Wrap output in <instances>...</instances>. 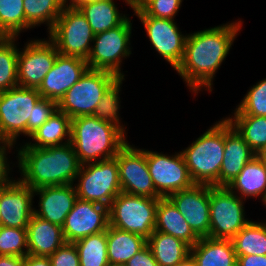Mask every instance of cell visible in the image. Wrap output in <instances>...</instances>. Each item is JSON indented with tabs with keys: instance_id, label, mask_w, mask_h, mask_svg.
I'll use <instances>...</instances> for the list:
<instances>
[{
	"instance_id": "7a4b0ae2",
	"label": "cell",
	"mask_w": 266,
	"mask_h": 266,
	"mask_svg": "<svg viewBox=\"0 0 266 266\" xmlns=\"http://www.w3.org/2000/svg\"><path fill=\"white\" fill-rule=\"evenodd\" d=\"M18 151L19 180L35 190L45 186L74 184L80 163L71 143L47 148L25 145Z\"/></svg>"
},
{
	"instance_id": "d4e9b609",
	"label": "cell",
	"mask_w": 266,
	"mask_h": 266,
	"mask_svg": "<svg viewBox=\"0 0 266 266\" xmlns=\"http://www.w3.org/2000/svg\"><path fill=\"white\" fill-rule=\"evenodd\" d=\"M226 187L234 194L239 193L241 199L261 195L263 201L266 196V171L260 158L254 156Z\"/></svg>"
},
{
	"instance_id": "484cf974",
	"label": "cell",
	"mask_w": 266,
	"mask_h": 266,
	"mask_svg": "<svg viewBox=\"0 0 266 266\" xmlns=\"http://www.w3.org/2000/svg\"><path fill=\"white\" fill-rule=\"evenodd\" d=\"M159 266H177L190 257V246L182 240L160 231H153L147 239Z\"/></svg>"
},
{
	"instance_id": "ab89813d",
	"label": "cell",
	"mask_w": 266,
	"mask_h": 266,
	"mask_svg": "<svg viewBox=\"0 0 266 266\" xmlns=\"http://www.w3.org/2000/svg\"><path fill=\"white\" fill-rule=\"evenodd\" d=\"M49 258L52 266H80L78 251L74 243L65 242Z\"/></svg>"
},
{
	"instance_id": "ee69618b",
	"label": "cell",
	"mask_w": 266,
	"mask_h": 266,
	"mask_svg": "<svg viewBox=\"0 0 266 266\" xmlns=\"http://www.w3.org/2000/svg\"><path fill=\"white\" fill-rule=\"evenodd\" d=\"M237 266H266V255L238 256Z\"/></svg>"
},
{
	"instance_id": "836d02e7",
	"label": "cell",
	"mask_w": 266,
	"mask_h": 266,
	"mask_svg": "<svg viewBox=\"0 0 266 266\" xmlns=\"http://www.w3.org/2000/svg\"><path fill=\"white\" fill-rule=\"evenodd\" d=\"M17 37L0 36V92L18 86V52Z\"/></svg>"
},
{
	"instance_id": "1f68e13d",
	"label": "cell",
	"mask_w": 266,
	"mask_h": 266,
	"mask_svg": "<svg viewBox=\"0 0 266 266\" xmlns=\"http://www.w3.org/2000/svg\"><path fill=\"white\" fill-rule=\"evenodd\" d=\"M25 29L42 23L47 24L48 32L65 7L63 0H24Z\"/></svg>"
},
{
	"instance_id": "7dc6e473",
	"label": "cell",
	"mask_w": 266,
	"mask_h": 266,
	"mask_svg": "<svg viewBox=\"0 0 266 266\" xmlns=\"http://www.w3.org/2000/svg\"><path fill=\"white\" fill-rule=\"evenodd\" d=\"M96 1H101V0H70V3H68V0H63L65 6H71L74 8H78L82 4H87Z\"/></svg>"
},
{
	"instance_id": "4316f807",
	"label": "cell",
	"mask_w": 266,
	"mask_h": 266,
	"mask_svg": "<svg viewBox=\"0 0 266 266\" xmlns=\"http://www.w3.org/2000/svg\"><path fill=\"white\" fill-rule=\"evenodd\" d=\"M106 236L109 264H126L147 245L143 236L112 226H108Z\"/></svg>"
},
{
	"instance_id": "9a60e30c",
	"label": "cell",
	"mask_w": 266,
	"mask_h": 266,
	"mask_svg": "<svg viewBox=\"0 0 266 266\" xmlns=\"http://www.w3.org/2000/svg\"><path fill=\"white\" fill-rule=\"evenodd\" d=\"M58 54L49 39L28 42L23 51L18 52V86L38 89Z\"/></svg>"
},
{
	"instance_id": "d590c367",
	"label": "cell",
	"mask_w": 266,
	"mask_h": 266,
	"mask_svg": "<svg viewBox=\"0 0 266 266\" xmlns=\"http://www.w3.org/2000/svg\"><path fill=\"white\" fill-rule=\"evenodd\" d=\"M124 78H119L103 95L101 100L99 101L93 116H96L100 120L107 121L115 124L119 127L124 133L125 127L121 125L119 120V109H120V86L122 85V81Z\"/></svg>"
},
{
	"instance_id": "52a82bcc",
	"label": "cell",
	"mask_w": 266,
	"mask_h": 266,
	"mask_svg": "<svg viewBox=\"0 0 266 266\" xmlns=\"http://www.w3.org/2000/svg\"><path fill=\"white\" fill-rule=\"evenodd\" d=\"M118 79L111 72L88 69L57 103L58 110L71 119L93 115L103 95Z\"/></svg>"
},
{
	"instance_id": "c3c4849f",
	"label": "cell",
	"mask_w": 266,
	"mask_h": 266,
	"mask_svg": "<svg viewBox=\"0 0 266 266\" xmlns=\"http://www.w3.org/2000/svg\"><path fill=\"white\" fill-rule=\"evenodd\" d=\"M150 0H128V5L135 11L140 10Z\"/></svg>"
},
{
	"instance_id": "681fc988",
	"label": "cell",
	"mask_w": 266,
	"mask_h": 266,
	"mask_svg": "<svg viewBox=\"0 0 266 266\" xmlns=\"http://www.w3.org/2000/svg\"><path fill=\"white\" fill-rule=\"evenodd\" d=\"M177 266H196V264L194 260L191 257H189Z\"/></svg>"
},
{
	"instance_id": "4fadbf2b",
	"label": "cell",
	"mask_w": 266,
	"mask_h": 266,
	"mask_svg": "<svg viewBox=\"0 0 266 266\" xmlns=\"http://www.w3.org/2000/svg\"><path fill=\"white\" fill-rule=\"evenodd\" d=\"M146 161L155 190L162 198L195 185L181 152L167 156L146 150Z\"/></svg>"
},
{
	"instance_id": "ac0fdd59",
	"label": "cell",
	"mask_w": 266,
	"mask_h": 266,
	"mask_svg": "<svg viewBox=\"0 0 266 266\" xmlns=\"http://www.w3.org/2000/svg\"><path fill=\"white\" fill-rule=\"evenodd\" d=\"M88 69L89 66L85 59L58 54L52 68L37 90L42 98L58 103Z\"/></svg>"
},
{
	"instance_id": "8d00e7d4",
	"label": "cell",
	"mask_w": 266,
	"mask_h": 266,
	"mask_svg": "<svg viewBox=\"0 0 266 266\" xmlns=\"http://www.w3.org/2000/svg\"><path fill=\"white\" fill-rule=\"evenodd\" d=\"M234 115L266 117V78L249 89L236 107Z\"/></svg>"
},
{
	"instance_id": "3957f363",
	"label": "cell",
	"mask_w": 266,
	"mask_h": 266,
	"mask_svg": "<svg viewBox=\"0 0 266 266\" xmlns=\"http://www.w3.org/2000/svg\"><path fill=\"white\" fill-rule=\"evenodd\" d=\"M125 134L115 124L93 115L71 120L70 143L82 165L114 158L128 142Z\"/></svg>"
},
{
	"instance_id": "5bb4252c",
	"label": "cell",
	"mask_w": 266,
	"mask_h": 266,
	"mask_svg": "<svg viewBox=\"0 0 266 266\" xmlns=\"http://www.w3.org/2000/svg\"><path fill=\"white\" fill-rule=\"evenodd\" d=\"M134 14L144 25L155 50L176 70L182 62L188 35L181 34L175 20L148 16L141 9Z\"/></svg>"
},
{
	"instance_id": "b9f144b4",
	"label": "cell",
	"mask_w": 266,
	"mask_h": 266,
	"mask_svg": "<svg viewBox=\"0 0 266 266\" xmlns=\"http://www.w3.org/2000/svg\"><path fill=\"white\" fill-rule=\"evenodd\" d=\"M14 145L15 144L10 141L0 139V188L7 186L14 181L8 176L10 173V164L7 162L8 160L6 157V153H8V150L13 148Z\"/></svg>"
},
{
	"instance_id": "8fae6325",
	"label": "cell",
	"mask_w": 266,
	"mask_h": 266,
	"mask_svg": "<svg viewBox=\"0 0 266 266\" xmlns=\"http://www.w3.org/2000/svg\"><path fill=\"white\" fill-rule=\"evenodd\" d=\"M244 202L226 186H210L209 238L232 239L251 220L245 219Z\"/></svg>"
},
{
	"instance_id": "6da1fadb",
	"label": "cell",
	"mask_w": 266,
	"mask_h": 266,
	"mask_svg": "<svg viewBox=\"0 0 266 266\" xmlns=\"http://www.w3.org/2000/svg\"><path fill=\"white\" fill-rule=\"evenodd\" d=\"M241 23L235 21L188 34L176 71L193 93L198 94L202 87L212 91L214 74L229 54Z\"/></svg>"
},
{
	"instance_id": "f1b7e54d",
	"label": "cell",
	"mask_w": 266,
	"mask_h": 266,
	"mask_svg": "<svg viewBox=\"0 0 266 266\" xmlns=\"http://www.w3.org/2000/svg\"><path fill=\"white\" fill-rule=\"evenodd\" d=\"M124 1L128 4V0ZM78 9L87 19L95 35L120 26L128 18L119 13L113 0L82 4Z\"/></svg>"
},
{
	"instance_id": "e575fe53",
	"label": "cell",
	"mask_w": 266,
	"mask_h": 266,
	"mask_svg": "<svg viewBox=\"0 0 266 266\" xmlns=\"http://www.w3.org/2000/svg\"><path fill=\"white\" fill-rule=\"evenodd\" d=\"M24 0H0V36L18 37L25 29Z\"/></svg>"
},
{
	"instance_id": "cb8c5ba5",
	"label": "cell",
	"mask_w": 266,
	"mask_h": 266,
	"mask_svg": "<svg viewBox=\"0 0 266 266\" xmlns=\"http://www.w3.org/2000/svg\"><path fill=\"white\" fill-rule=\"evenodd\" d=\"M155 231L172 235L190 247L199 241V237L192 231L183 215L168 198H160L158 201Z\"/></svg>"
},
{
	"instance_id": "83f0119b",
	"label": "cell",
	"mask_w": 266,
	"mask_h": 266,
	"mask_svg": "<svg viewBox=\"0 0 266 266\" xmlns=\"http://www.w3.org/2000/svg\"><path fill=\"white\" fill-rule=\"evenodd\" d=\"M71 120L69 116L57 109L41 127L29 136L33 143L30 141L26 144L35 148H47L70 143Z\"/></svg>"
},
{
	"instance_id": "f6af8a7d",
	"label": "cell",
	"mask_w": 266,
	"mask_h": 266,
	"mask_svg": "<svg viewBox=\"0 0 266 266\" xmlns=\"http://www.w3.org/2000/svg\"><path fill=\"white\" fill-rule=\"evenodd\" d=\"M25 266H52L49 256L27 255L24 257Z\"/></svg>"
},
{
	"instance_id": "11a10c76",
	"label": "cell",
	"mask_w": 266,
	"mask_h": 266,
	"mask_svg": "<svg viewBox=\"0 0 266 266\" xmlns=\"http://www.w3.org/2000/svg\"><path fill=\"white\" fill-rule=\"evenodd\" d=\"M0 226H1V209H0Z\"/></svg>"
},
{
	"instance_id": "44dd1931",
	"label": "cell",
	"mask_w": 266,
	"mask_h": 266,
	"mask_svg": "<svg viewBox=\"0 0 266 266\" xmlns=\"http://www.w3.org/2000/svg\"><path fill=\"white\" fill-rule=\"evenodd\" d=\"M254 156L256 153L225 118V149L218 186H227Z\"/></svg>"
},
{
	"instance_id": "f907efd6",
	"label": "cell",
	"mask_w": 266,
	"mask_h": 266,
	"mask_svg": "<svg viewBox=\"0 0 266 266\" xmlns=\"http://www.w3.org/2000/svg\"><path fill=\"white\" fill-rule=\"evenodd\" d=\"M256 155L260 158L261 162L264 165L265 171H266V154H256Z\"/></svg>"
},
{
	"instance_id": "ffe728a7",
	"label": "cell",
	"mask_w": 266,
	"mask_h": 266,
	"mask_svg": "<svg viewBox=\"0 0 266 266\" xmlns=\"http://www.w3.org/2000/svg\"><path fill=\"white\" fill-rule=\"evenodd\" d=\"M34 193L40 196V208H34V215L62 227L77 199L74 185L45 186L35 189Z\"/></svg>"
},
{
	"instance_id": "7402d4cb",
	"label": "cell",
	"mask_w": 266,
	"mask_h": 266,
	"mask_svg": "<svg viewBox=\"0 0 266 266\" xmlns=\"http://www.w3.org/2000/svg\"><path fill=\"white\" fill-rule=\"evenodd\" d=\"M26 230L29 255L50 256L66 242L61 226L34 214Z\"/></svg>"
},
{
	"instance_id": "74e56055",
	"label": "cell",
	"mask_w": 266,
	"mask_h": 266,
	"mask_svg": "<svg viewBox=\"0 0 266 266\" xmlns=\"http://www.w3.org/2000/svg\"><path fill=\"white\" fill-rule=\"evenodd\" d=\"M0 255L26 257L28 255L27 230L1 225Z\"/></svg>"
},
{
	"instance_id": "d6986e66",
	"label": "cell",
	"mask_w": 266,
	"mask_h": 266,
	"mask_svg": "<svg viewBox=\"0 0 266 266\" xmlns=\"http://www.w3.org/2000/svg\"><path fill=\"white\" fill-rule=\"evenodd\" d=\"M17 180L0 188L1 225L26 229L34 214V190Z\"/></svg>"
},
{
	"instance_id": "60d3db41",
	"label": "cell",
	"mask_w": 266,
	"mask_h": 266,
	"mask_svg": "<svg viewBox=\"0 0 266 266\" xmlns=\"http://www.w3.org/2000/svg\"><path fill=\"white\" fill-rule=\"evenodd\" d=\"M58 109L57 102L41 98L33 108L32 133L41 127Z\"/></svg>"
},
{
	"instance_id": "4dcf8cb0",
	"label": "cell",
	"mask_w": 266,
	"mask_h": 266,
	"mask_svg": "<svg viewBox=\"0 0 266 266\" xmlns=\"http://www.w3.org/2000/svg\"><path fill=\"white\" fill-rule=\"evenodd\" d=\"M226 119L256 154L265 149L266 117L234 115L226 117Z\"/></svg>"
},
{
	"instance_id": "7bdbcfd3",
	"label": "cell",
	"mask_w": 266,
	"mask_h": 266,
	"mask_svg": "<svg viewBox=\"0 0 266 266\" xmlns=\"http://www.w3.org/2000/svg\"><path fill=\"white\" fill-rule=\"evenodd\" d=\"M126 266H159L148 245L137 252L126 264Z\"/></svg>"
},
{
	"instance_id": "2e32d148",
	"label": "cell",
	"mask_w": 266,
	"mask_h": 266,
	"mask_svg": "<svg viewBox=\"0 0 266 266\" xmlns=\"http://www.w3.org/2000/svg\"><path fill=\"white\" fill-rule=\"evenodd\" d=\"M109 226L108 207L76 199L62 226L66 242L74 243L86 236L106 231Z\"/></svg>"
},
{
	"instance_id": "f546056e",
	"label": "cell",
	"mask_w": 266,
	"mask_h": 266,
	"mask_svg": "<svg viewBox=\"0 0 266 266\" xmlns=\"http://www.w3.org/2000/svg\"><path fill=\"white\" fill-rule=\"evenodd\" d=\"M231 241L237 257L266 255V222L250 221Z\"/></svg>"
},
{
	"instance_id": "ba28073f",
	"label": "cell",
	"mask_w": 266,
	"mask_h": 266,
	"mask_svg": "<svg viewBox=\"0 0 266 266\" xmlns=\"http://www.w3.org/2000/svg\"><path fill=\"white\" fill-rule=\"evenodd\" d=\"M49 40L59 54L87 60L94 39V32L78 8L65 6L49 31Z\"/></svg>"
},
{
	"instance_id": "816d5d0a",
	"label": "cell",
	"mask_w": 266,
	"mask_h": 266,
	"mask_svg": "<svg viewBox=\"0 0 266 266\" xmlns=\"http://www.w3.org/2000/svg\"><path fill=\"white\" fill-rule=\"evenodd\" d=\"M108 266H126L125 264H109Z\"/></svg>"
},
{
	"instance_id": "e0dca14e",
	"label": "cell",
	"mask_w": 266,
	"mask_h": 266,
	"mask_svg": "<svg viewBox=\"0 0 266 266\" xmlns=\"http://www.w3.org/2000/svg\"><path fill=\"white\" fill-rule=\"evenodd\" d=\"M183 215L192 231L199 237H208L210 229V185L195 184L167 197Z\"/></svg>"
},
{
	"instance_id": "30bf717a",
	"label": "cell",
	"mask_w": 266,
	"mask_h": 266,
	"mask_svg": "<svg viewBox=\"0 0 266 266\" xmlns=\"http://www.w3.org/2000/svg\"><path fill=\"white\" fill-rule=\"evenodd\" d=\"M132 23L128 17L120 26L98 33L94 36L91 52L87 58L89 69L108 71L119 78L122 58L131 54L130 37Z\"/></svg>"
},
{
	"instance_id": "7c38bea8",
	"label": "cell",
	"mask_w": 266,
	"mask_h": 266,
	"mask_svg": "<svg viewBox=\"0 0 266 266\" xmlns=\"http://www.w3.org/2000/svg\"><path fill=\"white\" fill-rule=\"evenodd\" d=\"M114 158L118 163L121 192L148 198H162L153 185L145 149H137L127 142Z\"/></svg>"
},
{
	"instance_id": "8992f818",
	"label": "cell",
	"mask_w": 266,
	"mask_h": 266,
	"mask_svg": "<svg viewBox=\"0 0 266 266\" xmlns=\"http://www.w3.org/2000/svg\"><path fill=\"white\" fill-rule=\"evenodd\" d=\"M158 201L120 192L108 207L109 226L148 239L155 230Z\"/></svg>"
},
{
	"instance_id": "5b68a950",
	"label": "cell",
	"mask_w": 266,
	"mask_h": 266,
	"mask_svg": "<svg viewBox=\"0 0 266 266\" xmlns=\"http://www.w3.org/2000/svg\"><path fill=\"white\" fill-rule=\"evenodd\" d=\"M42 98L35 88L16 86L0 92V139L16 144L20 134H32V113Z\"/></svg>"
},
{
	"instance_id": "603a6c76",
	"label": "cell",
	"mask_w": 266,
	"mask_h": 266,
	"mask_svg": "<svg viewBox=\"0 0 266 266\" xmlns=\"http://www.w3.org/2000/svg\"><path fill=\"white\" fill-rule=\"evenodd\" d=\"M196 266H237V256L231 239L199 238L190 248Z\"/></svg>"
},
{
	"instance_id": "f35d334b",
	"label": "cell",
	"mask_w": 266,
	"mask_h": 266,
	"mask_svg": "<svg viewBox=\"0 0 266 266\" xmlns=\"http://www.w3.org/2000/svg\"><path fill=\"white\" fill-rule=\"evenodd\" d=\"M183 0H150L141 10L148 16L174 20Z\"/></svg>"
},
{
	"instance_id": "9c48e42d",
	"label": "cell",
	"mask_w": 266,
	"mask_h": 266,
	"mask_svg": "<svg viewBox=\"0 0 266 266\" xmlns=\"http://www.w3.org/2000/svg\"><path fill=\"white\" fill-rule=\"evenodd\" d=\"M74 185L77 198L110 206L121 192L118 163L115 158L83 164Z\"/></svg>"
},
{
	"instance_id": "bcb514c9",
	"label": "cell",
	"mask_w": 266,
	"mask_h": 266,
	"mask_svg": "<svg viewBox=\"0 0 266 266\" xmlns=\"http://www.w3.org/2000/svg\"><path fill=\"white\" fill-rule=\"evenodd\" d=\"M0 266H25L24 257L0 255Z\"/></svg>"
},
{
	"instance_id": "f5cc1de1",
	"label": "cell",
	"mask_w": 266,
	"mask_h": 266,
	"mask_svg": "<svg viewBox=\"0 0 266 266\" xmlns=\"http://www.w3.org/2000/svg\"><path fill=\"white\" fill-rule=\"evenodd\" d=\"M257 154H266V147H265V149L262 152H259Z\"/></svg>"
},
{
	"instance_id": "277c9868",
	"label": "cell",
	"mask_w": 266,
	"mask_h": 266,
	"mask_svg": "<svg viewBox=\"0 0 266 266\" xmlns=\"http://www.w3.org/2000/svg\"><path fill=\"white\" fill-rule=\"evenodd\" d=\"M224 149L225 118L216 122L191 145L181 151L195 184L218 186Z\"/></svg>"
},
{
	"instance_id": "d6a6232c",
	"label": "cell",
	"mask_w": 266,
	"mask_h": 266,
	"mask_svg": "<svg viewBox=\"0 0 266 266\" xmlns=\"http://www.w3.org/2000/svg\"><path fill=\"white\" fill-rule=\"evenodd\" d=\"M74 245L78 251L80 266H108L106 231L82 238Z\"/></svg>"
},
{
	"instance_id": "db71d44e",
	"label": "cell",
	"mask_w": 266,
	"mask_h": 266,
	"mask_svg": "<svg viewBox=\"0 0 266 266\" xmlns=\"http://www.w3.org/2000/svg\"><path fill=\"white\" fill-rule=\"evenodd\" d=\"M266 207V196L264 197L263 201H262Z\"/></svg>"
}]
</instances>
